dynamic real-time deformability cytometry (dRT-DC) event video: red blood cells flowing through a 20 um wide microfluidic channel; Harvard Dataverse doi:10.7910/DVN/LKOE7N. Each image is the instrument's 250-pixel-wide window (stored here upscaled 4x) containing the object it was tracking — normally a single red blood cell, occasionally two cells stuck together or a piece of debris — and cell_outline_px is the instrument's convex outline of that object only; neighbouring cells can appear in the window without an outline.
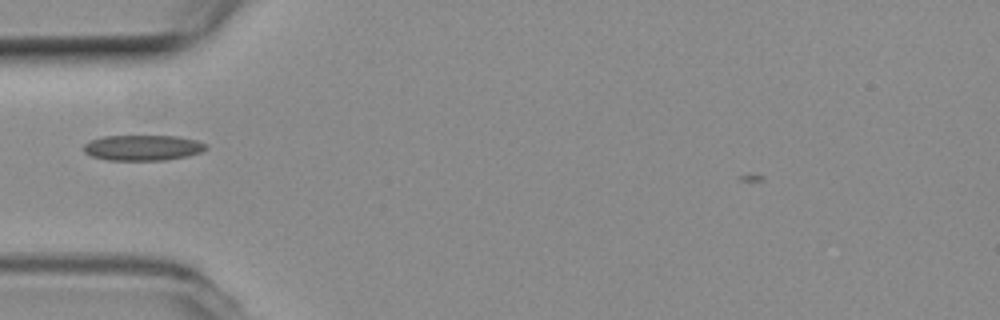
{"species": "common noctule bat (a hibernating species)", "species_latin": "Nyctalus noctula", "temperature_condition": "room temperature", "stored_images_in_passage": 5, "camera_frame_rate_fps": 3000, "um_per_image_px": 0.085, "animal": {"sex": "female", "body_mass_g": 19.3, "forearm_length_mm": 54.1}, "frame": {"image": 1, "passage_image": 3, "time_ms": 0.667, "image_size_px": [1000, 320], "cell_outline_px": [[208, 148], [200, 152], [188, 156], [164, 160], [108, 160], [92, 156], [84, 152], [84, 144], [92, 140], [104, 136], [176, 136], [196, 140], [208, 144]], "centroid_in_image_um": [12.16, 12.56], "position_along_channel_um": 72.8, "area_um2": 18.15}}